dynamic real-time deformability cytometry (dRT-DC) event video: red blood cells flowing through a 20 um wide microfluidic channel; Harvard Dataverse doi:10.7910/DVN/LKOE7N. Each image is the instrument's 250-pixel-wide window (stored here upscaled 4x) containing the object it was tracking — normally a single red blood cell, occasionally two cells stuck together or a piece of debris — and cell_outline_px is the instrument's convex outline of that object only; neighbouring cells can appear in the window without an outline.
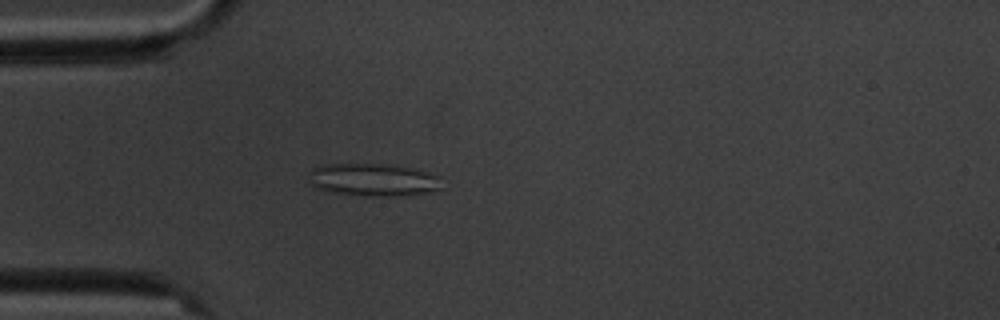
{"species": "common noctule bat (a hibernating species)", "species_latin": "Nyctalus noctula", "temperature_condition": "cold", "stored_images_in_passage": 4, "camera_frame_rate_fps": 3000, "um_per_image_px": 0.085, "animal": {"sex": "male", "body_mass_g": 20.1, "forearm_length_mm": 53.5}, "frame": {"image": 1, "passage_image": 4, "time_ms": 4.333, "image_size_px": [1000, 320], "cell_outline_px": [[440, 188], [432, 192], [400, 196], [372, 196], [332, 192], [316, 188], [312, 184], [308, 172], [312, 168], [320, 164], [392, 164], [412, 168], [428, 172], [440, 176]], "centroid_in_image_um": [31.73, 15.27], "position_along_channel_um": 53.3, "area_um2": 25.49}}